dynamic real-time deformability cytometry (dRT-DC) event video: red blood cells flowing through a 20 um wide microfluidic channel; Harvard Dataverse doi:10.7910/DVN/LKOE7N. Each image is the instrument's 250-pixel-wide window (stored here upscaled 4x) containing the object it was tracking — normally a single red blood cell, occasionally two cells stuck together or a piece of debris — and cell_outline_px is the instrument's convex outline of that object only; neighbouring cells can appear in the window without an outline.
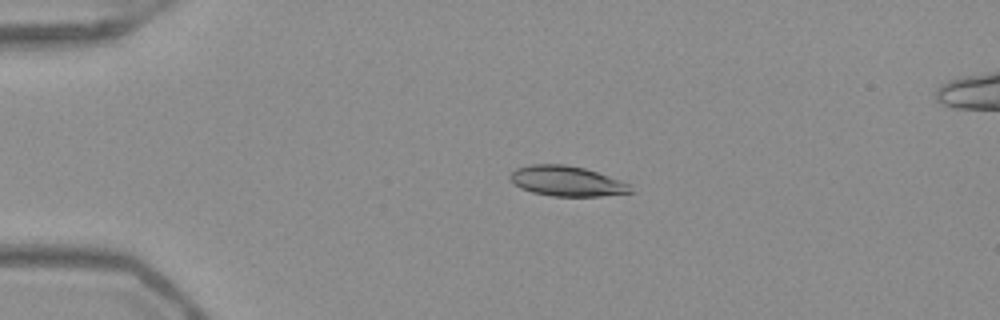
{"species": "Egyptian fruit bat (a non-hibernating species)", "species_latin": "Rousettus aegyptiacus", "temperature_condition": "warm", "stored_images_in_passage": 52, "camera_frame_rate_fps": 3000, "um_per_image_px": 0.085, "frame": {"image": 1, "passage_image": 12, "time_ms": 3.667, "image_size_px": [1000, 320], "cell_outline_px": [[636, 192], [600, 196], [552, 196], [532, 192], [520, 188], [508, 180], [508, 176], [516, 168], [532, 164], [564, 164], [584, 168], [620, 180], [628, 184]], "centroid_in_image_um": [48.14, 15.4], "position_along_channel_um": 36.9, "area_um2": 21.21}}
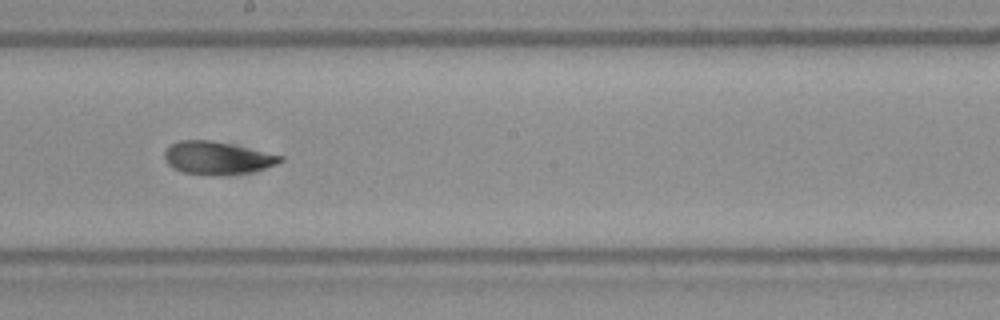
{"frame": {"image": 2, "passage_image": 30, "time_ms": 9.667, "image_size_px": [1000, 320], "cell_outline_px": [[284, 160], [276, 164], [264, 168], [248, 172], [184, 172], [172, 168], [168, 164], [164, 156], [164, 152], [172, 144], [180, 140], [212, 140], [284, 156]], "centroid_in_image_um": [18.45, 13.37], "position_along_channel_um": 229.7, "area_um2": 20.98}}
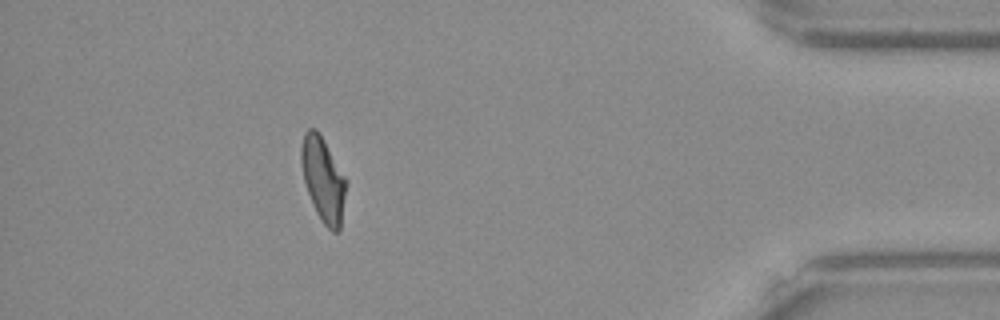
{"frame": {"image": 3, "passage_image": 47, "time_ms": 15.333, "image_size_px": [1000, 320], "cell_outline_px": [[348, 180], [340, 228], [336, 232], [332, 232], [324, 224], [316, 212], [312, 204], [304, 180], [300, 160], [300, 148], [304, 132], [308, 128], [316, 128]], "centroid_in_image_um": [27.47, 15.24], "position_along_channel_um": 407.7, "area_um2": 22.14}, "authors_computed_cell_mechanics": {"area_um2": 21.8773, "velocity_mm_per_s": 3.9654, "shape_relaxation_time_tau1_ms": 3.6089, "shape_relaxation_time_tau2_ms": 1.4336, "deformation_change_tau1": 0.1579, "deformation_change_tau2": 0.0743}}